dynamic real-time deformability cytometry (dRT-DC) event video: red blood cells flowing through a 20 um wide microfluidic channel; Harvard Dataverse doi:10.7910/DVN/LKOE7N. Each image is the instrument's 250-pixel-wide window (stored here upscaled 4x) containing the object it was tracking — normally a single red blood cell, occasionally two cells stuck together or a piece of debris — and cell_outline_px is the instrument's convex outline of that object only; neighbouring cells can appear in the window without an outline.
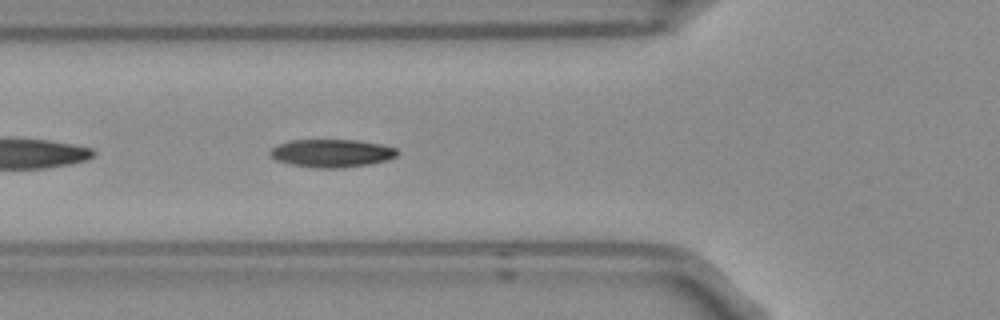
{"species": "Egyptian fruit bat (a non-hibernating species)", "species_latin": "Rousettus aegyptiacus", "temperature_condition": "room temperature", "stored_images_in_passage": 6, "segment_of_instrument_passage": [1, 2], "camera_frame_rate_fps": 3000, "um_per_image_px": 0.085, "frame": {"image": 1, "passage_image": 5, "time_ms": 1.333, "image_size_px": [1000, 320], "cell_outline_px": [[400, 152], [396, 156], [388, 160], [368, 164], [344, 168], [316, 168], [292, 164], [276, 160], [268, 152], [276, 144], [288, 140], [356, 140], [384, 144], [396, 148]], "centroid_in_image_um": [28.21, 13.01], "position_along_channel_um": 97.6, "area_um2": 20.92}}